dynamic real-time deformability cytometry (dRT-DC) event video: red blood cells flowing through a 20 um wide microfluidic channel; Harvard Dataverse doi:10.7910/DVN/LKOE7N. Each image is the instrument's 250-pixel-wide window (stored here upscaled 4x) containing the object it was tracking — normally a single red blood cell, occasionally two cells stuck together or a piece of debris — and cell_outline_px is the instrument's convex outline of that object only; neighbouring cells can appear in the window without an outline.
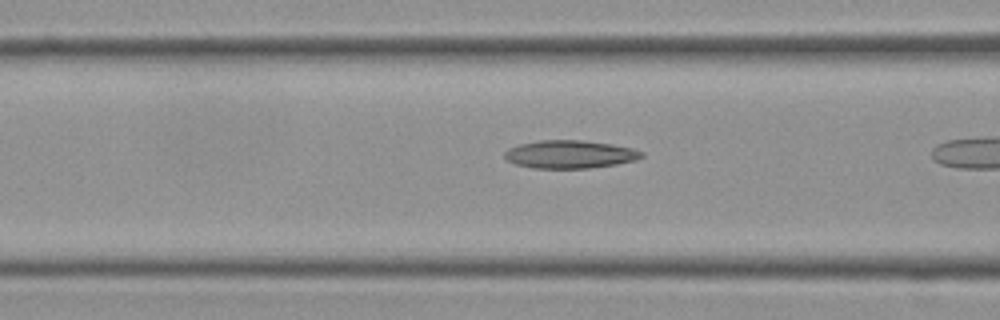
{"species": "Egyptian fruit bat (a non-hibernating species)", "species_latin": "Rousettus aegyptiacus", "temperature_condition": "cold", "stored_images_in_passage": 7, "camera_frame_rate_fps": 3000, "um_per_image_px": 0.085, "frame": {"image": 1, "passage_image": 5, "time_ms": 1.333, "image_size_px": [1000, 320], "cell_outline_px": [[644, 156], [636, 160], [616, 164], [588, 168], [532, 168], [516, 164], [508, 160], [504, 156], [504, 152], [508, 148], [520, 144], [540, 140], [580, 140], [612, 144], [632, 148], [644, 152]], "centroid_in_image_um": [48.45, 13.11], "position_along_channel_um": 118.2, "area_um2": 22.31}}